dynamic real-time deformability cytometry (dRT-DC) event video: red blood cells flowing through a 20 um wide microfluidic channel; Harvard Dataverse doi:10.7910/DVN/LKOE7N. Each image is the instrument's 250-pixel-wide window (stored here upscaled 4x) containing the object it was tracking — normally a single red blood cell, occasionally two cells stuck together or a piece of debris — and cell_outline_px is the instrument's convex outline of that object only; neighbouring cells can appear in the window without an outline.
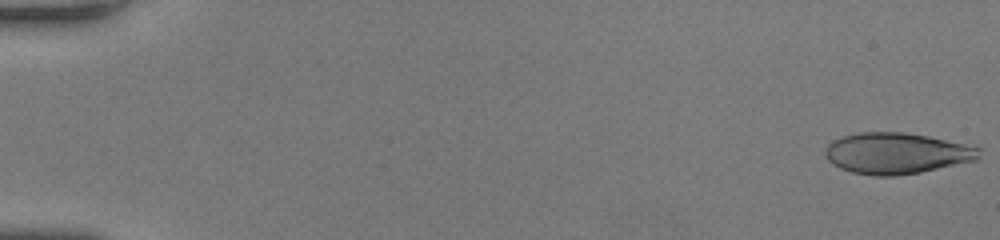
{"species": "human", "species_latin": "Homo sapiens", "temperature_condition": "room temperature", "stored_images_in_passage": 49, "camera_frame_rate_fps": 3000, "um_per_image_px": 0.085, "donor": {"sex": "female"}, "frame": {"image": 1, "passage_image": 1, "time_ms": 0.0, "image_size_px": [1000, 240], "cell_outline_px": [[984, 148], [980, 156], [976, 160], [920, 172], [896, 176], [872, 176], [852, 172], [840, 168], [832, 164], [824, 156], [824, 148], [832, 140], [844, 136], [860, 132], [904, 132], [928, 136]], "centroid_in_image_um": [76.2, 13.03], "position_along_channel_um": 8.8, "area_um2": 37.11}}
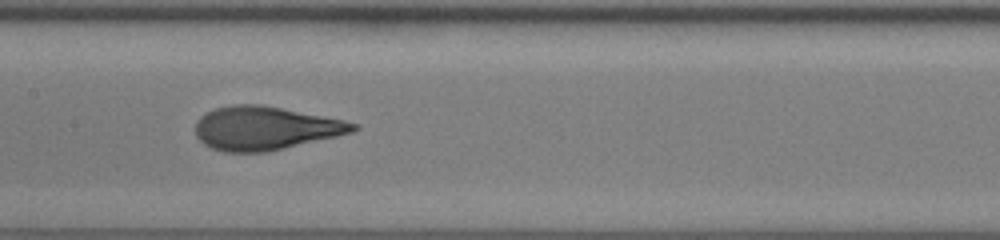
{"frame": {"image": 2, "passage_image": 27, "time_ms": 8.667, "image_size_px": [1000, 240], "cell_outline_px": [[360, 128], [352, 132], [336, 136], [264, 152], [224, 152], [212, 148], [204, 144], [196, 136], [196, 120], [200, 116], [216, 108], [232, 104], [260, 104], [344, 120], [360, 124]], "centroid_in_image_um": [22.52, 10.89], "position_along_channel_um": 184.9, "area_um2": 39.65}}
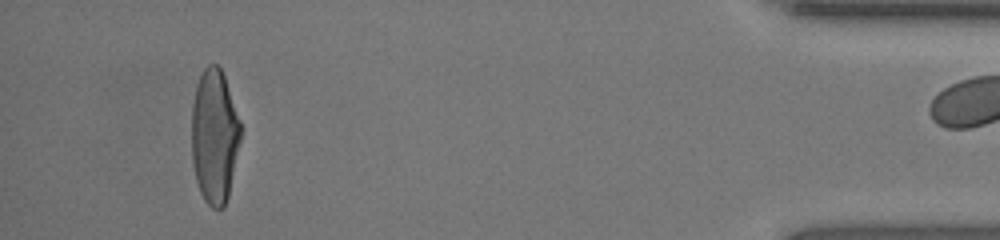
{"frame": {"image": 3, "passage_image": 48, "time_ms": 15.667, "image_size_px": [1000, 240], "cell_outline_px": [[244, 128], [228, 196], [224, 208], [212, 208], [204, 200], [200, 192], [196, 180], [192, 160], [192, 104], [196, 84], [204, 68], [208, 64], [216, 64], [220, 68], [224, 76]], "centroid_in_image_um": [18.25, 11.58], "position_along_channel_um": 416.9, "area_um2": 38.9}}